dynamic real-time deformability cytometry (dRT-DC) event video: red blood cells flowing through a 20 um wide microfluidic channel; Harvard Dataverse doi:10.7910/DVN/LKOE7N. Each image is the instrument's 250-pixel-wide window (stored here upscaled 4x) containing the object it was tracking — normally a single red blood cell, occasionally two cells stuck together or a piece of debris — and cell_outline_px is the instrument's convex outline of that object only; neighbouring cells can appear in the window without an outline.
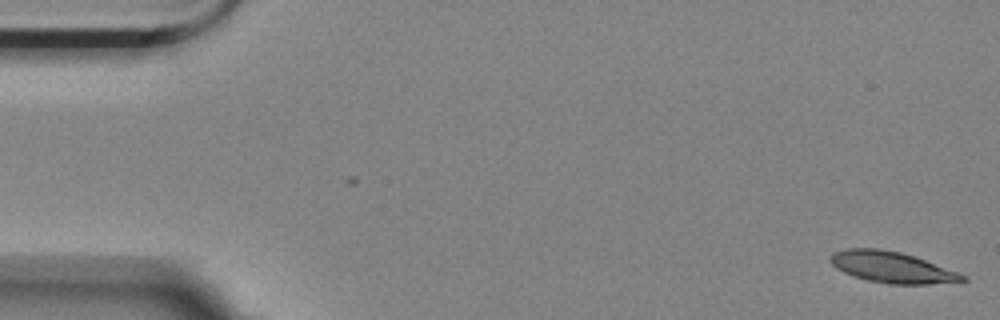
{"species": "Egyptian fruit bat (a non-hibernating species)", "species_latin": "Rousettus aegyptiacus", "temperature_condition": "room temperature", "stored_images_in_passage": 5, "camera_frame_rate_fps": 3000, "um_per_image_px": 0.085, "animal": {"sex": "female"}, "frame": {"image": 1, "passage_image": 5, "time_ms": 1.333, "image_size_px": [1000, 320], "cell_outline_px": [[968, 280], [960, 284], [888, 284], [868, 280], [844, 272], [836, 268], [828, 260], [828, 256], [832, 252], [844, 248], [880, 248], [900, 252], [960, 272], [968, 276]], "centroid_in_image_um": [75.88, 22.73], "position_along_channel_um": 9.1, "area_um2": 24.45}}